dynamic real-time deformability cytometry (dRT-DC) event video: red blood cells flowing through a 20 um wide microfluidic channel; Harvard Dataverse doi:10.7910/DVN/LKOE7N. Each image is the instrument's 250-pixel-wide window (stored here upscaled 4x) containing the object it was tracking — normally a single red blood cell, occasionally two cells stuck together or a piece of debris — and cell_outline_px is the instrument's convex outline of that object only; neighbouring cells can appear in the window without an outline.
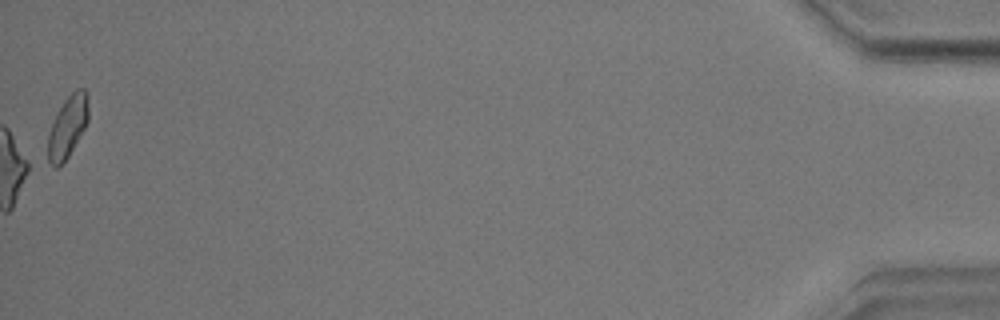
{"species": "common noctule bat (a hibernating species)", "species_latin": "Nyctalus noctula", "temperature_condition": "warm", "stored_images_in_passage": 41, "camera_frame_rate_fps": 3000, "um_per_image_px": 0.085, "animal": {"sex": "male", "body_mass_g": 17.9}, "frame": {"image": 1, "passage_image": 41, "time_ms": 13.333, "image_size_px": [1000, 320], "cell_outline_px": [[88, 120], [84, 128], [68, 156], [56, 168], [44, 160], [48, 132], [64, 100], [76, 88], [84, 88], [88, 96]], "centroid_in_image_um": [5.7, 10.81], "position_along_channel_um": 429.5, "area_um2": 14.74}, "authors_computed_cell_mechanics": {"area_um2": 18.207, "velocity_mm_per_s": 3.5504, "shape_relaxation_time_tau1_ms": 3.4744, "shape_relaxation_time_tau2_ms": 4.0115, "deformation_change_tau1": 0.1327, "deformation_change_tau2": 0.0998}}